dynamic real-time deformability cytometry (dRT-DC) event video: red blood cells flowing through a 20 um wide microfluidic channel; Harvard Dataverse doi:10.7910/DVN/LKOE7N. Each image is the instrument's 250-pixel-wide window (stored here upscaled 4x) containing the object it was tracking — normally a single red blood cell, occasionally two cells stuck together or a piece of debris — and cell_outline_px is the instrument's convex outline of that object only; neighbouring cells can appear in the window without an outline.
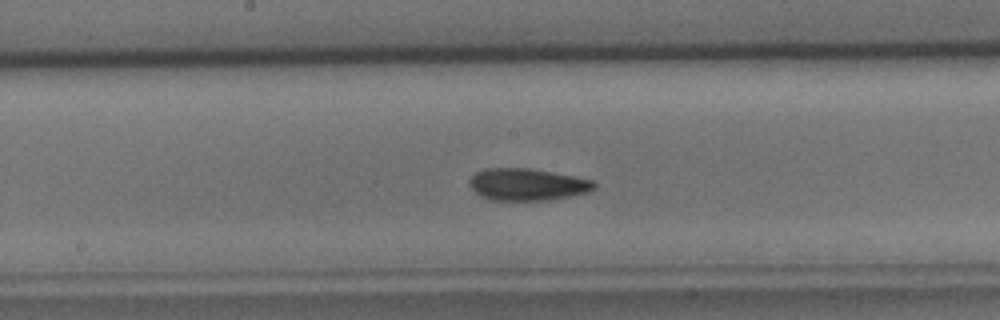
{"species": "common noctule bat (a hibernating species)", "species_latin": "Nyctalus noctula", "temperature_condition": "cold", "stored_images_in_passage": 35, "camera_frame_rate_fps": 3000, "um_per_image_px": 0.085, "animal": {"sex": "male", "body_mass_g": 15.6}, "frame": {"image": 1, "passage_image": 20, "time_ms": 6.333, "image_size_px": [1000, 320], "cell_outline_px": [[596, 188], [588, 192], [548, 200], [492, 200], [480, 196], [468, 184], [468, 180], [476, 172], [484, 168], [528, 168], [572, 176], [592, 180], [596, 184]], "centroid_in_image_um": [44.78, 15.68], "position_along_channel_um": 203.4, "area_um2": 23.12}}